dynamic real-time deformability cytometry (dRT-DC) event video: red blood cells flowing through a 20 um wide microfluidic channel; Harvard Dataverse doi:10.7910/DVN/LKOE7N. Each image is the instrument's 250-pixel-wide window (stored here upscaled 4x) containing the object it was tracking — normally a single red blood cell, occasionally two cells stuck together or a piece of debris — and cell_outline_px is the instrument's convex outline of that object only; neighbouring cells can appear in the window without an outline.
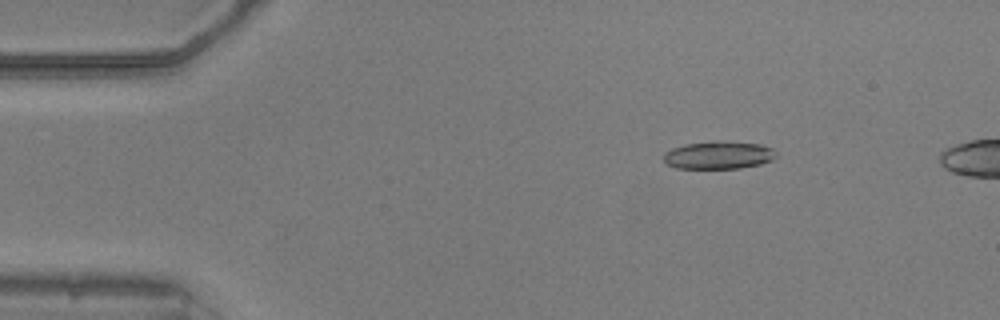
{"species": "common noctule bat (a hibernating species)", "species_latin": "Nyctalus noctula", "temperature_condition": "warm", "stored_images_in_passage": 47, "camera_frame_rate_fps": 3000, "um_per_image_px": 0.085, "animal": {"sex": "male", "body_mass_g": 20.5, "forearm_length_mm": 52.5}, "frame": {"image": 1, "passage_image": 5, "time_ms": 1.333, "image_size_px": [1000, 320], "cell_outline_px": [[776, 156], [772, 160], [760, 164], [740, 168], [676, 168], [668, 164], [664, 160], [664, 152], [672, 148], [684, 144], [712, 140], [724, 140], [760, 144], [772, 148], [776, 152]], "centroid_in_image_um": [61.08, 13.16], "position_along_channel_um": 23.9, "area_um2": 18.44}}
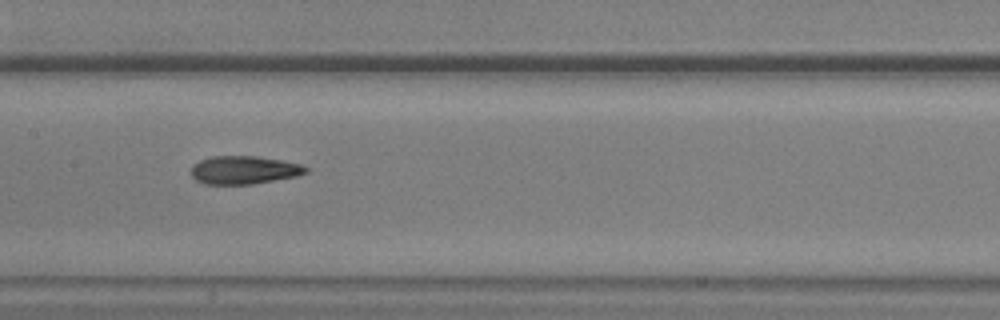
{"frame": {"image": 2, "passage_image": 23, "time_ms": 7.333, "image_size_px": [1000, 320], "cell_outline_px": [[308, 172], [296, 176], [252, 184], [204, 184], [196, 180], [192, 176], [192, 164], [200, 160], [212, 156], [256, 156], [284, 160], [300, 164], [308, 168]], "centroid_in_image_um": [20.74, 14.44], "position_along_channel_um": 186.7, "area_um2": 18.84}}
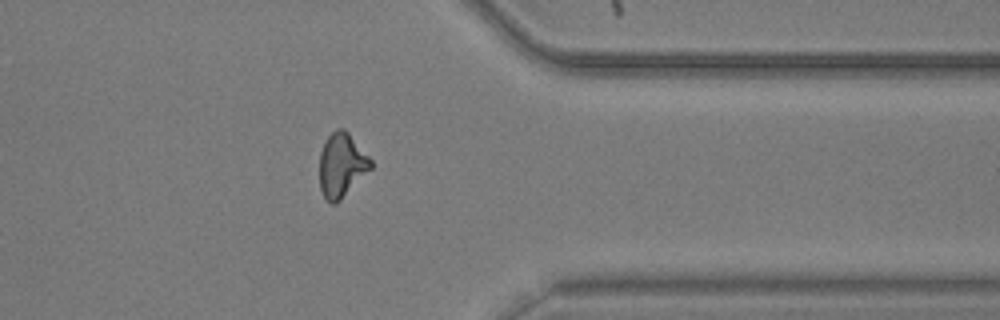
{"frame": {"image": 3, "passage_image": 39, "time_ms": 12.667, "image_size_px": [1000, 320], "cell_outline_px": [[372, 168], [336, 204], [332, 204], [324, 196], [320, 188], [320, 152], [328, 136], [336, 128], [344, 128], [348, 132], [372, 160]], "centroid_in_image_um": [29.04, 14.03], "position_along_channel_um": 382.4, "area_um2": 18.96}, "authors_computed_cell_mechanics": {"area_um2": 18.8428, "velocity_mm_per_s": 3.8611, "shape_relaxation_time_tau1_ms": null, "shape_relaxation_time_tau2_ms": 2.3159, "deformation_change_tau1": null, "deformation_change_tau2": 0.1044}}